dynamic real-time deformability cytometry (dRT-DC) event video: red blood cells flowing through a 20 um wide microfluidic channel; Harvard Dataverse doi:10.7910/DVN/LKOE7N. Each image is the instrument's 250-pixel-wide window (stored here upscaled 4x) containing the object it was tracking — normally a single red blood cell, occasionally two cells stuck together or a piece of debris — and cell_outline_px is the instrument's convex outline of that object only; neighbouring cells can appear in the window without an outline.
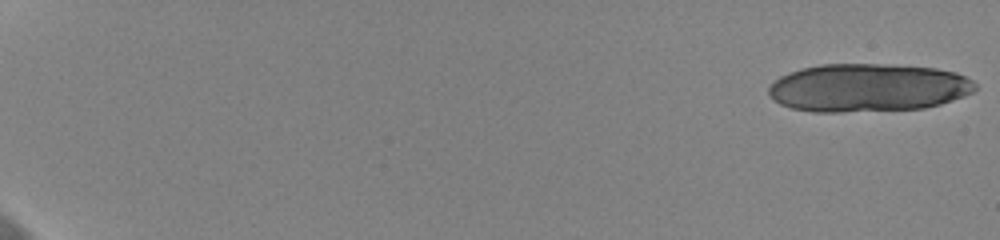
{"species": "human", "species_latin": "Homo sapiens", "temperature_condition": "cold", "stored_images_in_passage": 22, "camera_frame_rate_fps": 3000, "um_per_image_px": 0.085, "donor": {"sex": "female"}, "frame": {"image": 1, "passage_image": 1, "time_ms": 0.0, "image_size_px": [1000, 240], "cell_outline_px": [[976, 88], [972, 92], [964, 96], [940, 104], [924, 108], [840, 112], [812, 112], [792, 108], [780, 104], [772, 100], [768, 92], [768, 88], [780, 76], [788, 72], [800, 68], [820, 64], [888, 64], [936, 68], [956, 72], [972, 80], [976, 84]], "centroid_in_image_um": [73.75, 7.45], "position_along_channel_um": 11.2, "area_um2": 58.2}}